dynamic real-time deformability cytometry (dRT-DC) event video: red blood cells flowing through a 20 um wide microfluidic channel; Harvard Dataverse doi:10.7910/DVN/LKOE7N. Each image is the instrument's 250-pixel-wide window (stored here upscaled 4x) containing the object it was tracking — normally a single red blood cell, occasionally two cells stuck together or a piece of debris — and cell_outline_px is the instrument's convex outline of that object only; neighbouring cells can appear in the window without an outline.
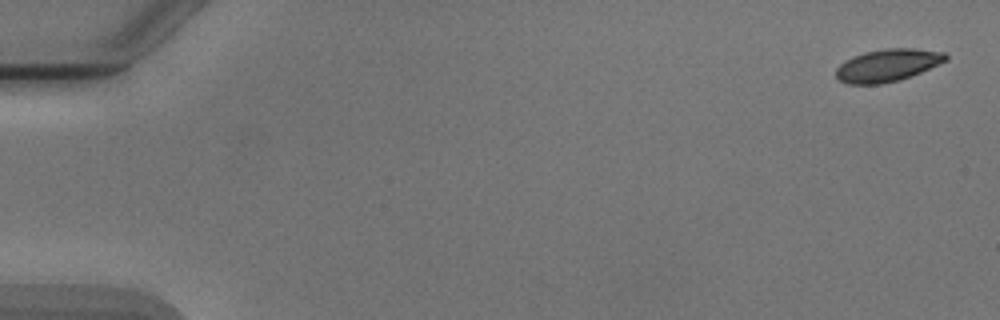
{"species": "Egyptian fruit bat (a non-hibernating species)", "species_latin": "Rousettus aegyptiacus", "temperature_condition": "cold", "stored_images_in_passage": 5, "camera_frame_rate_fps": 3000, "um_per_image_px": 0.085, "animal": {"sex": "male"}, "frame": {"image": 1, "passage_image": 1, "time_ms": 0.0, "image_size_px": [1000, 320], "cell_outline_px": [[948, 60], [940, 64], [912, 76], [900, 80], [880, 84], [848, 84], [840, 80], [836, 76], [836, 68], [840, 64], [864, 52], [888, 48], [912, 48], [944, 52], [948, 56]], "centroid_in_image_um": [75.49, 5.55], "position_along_channel_um": 9.5, "area_um2": 20.69}}
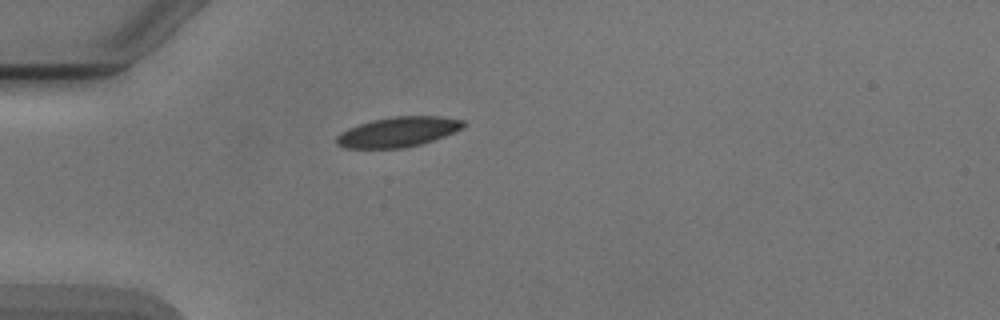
{"frame": {"image": 2, "passage_image": 5, "time_ms": 4.667, "image_size_px": [1000, 320], "cell_outline_px": [[464, 124], [460, 128], [444, 136], [420, 144], [404, 148], [344, 148], [336, 144], [336, 136], [348, 128], [372, 120], [396, 116], [440, 116], [464, 120]], "centroid_in_image_um": [33.79, 11.21], "position_along_channel_um": 51.2, "area_um2": 21.91}}